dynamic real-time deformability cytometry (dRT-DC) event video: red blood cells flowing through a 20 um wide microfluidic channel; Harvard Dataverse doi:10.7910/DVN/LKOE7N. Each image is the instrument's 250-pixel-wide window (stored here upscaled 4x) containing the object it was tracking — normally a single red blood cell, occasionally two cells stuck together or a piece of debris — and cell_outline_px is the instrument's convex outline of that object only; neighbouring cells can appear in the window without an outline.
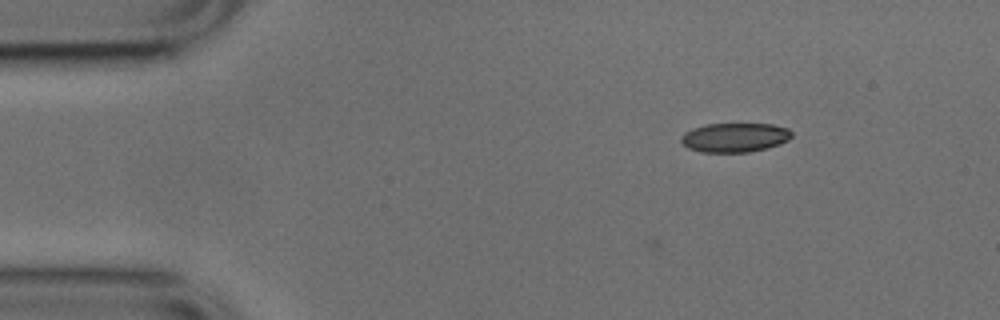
{"species": "common noctule bat (a hibernating species)", "species_latin": "Nyctalus noctula", "temperature_condition": "cold", "stored_images_in_passage": 9, "camera_frame_rate_fps": 3000, "um_per_image_px": 0.085, "animal": {"sex": "male", "body_mass_g": 17.9, "forearm_length_mm": 54.2}, "frame": {"image": 1, "passage_image": 9, "time_ms": 2.667, "image_size_px": [1000, 320], "cell_outline_px": [[792, 136], [788, 140], [780, 144], [768, 148], [748, 152], [700, 152], [688, 148], [680, 140], [680, 136], [684, 132], [692, 128], [704, 124], [772, 124], [788, 128], [792, 132]], "centroid_in_image_um": [62.44, 11.68], "position_along_channel_um": 22.6, "area_um2": 19.02}}